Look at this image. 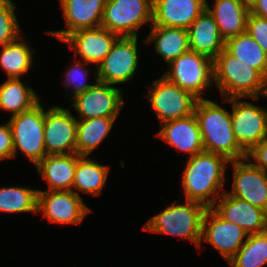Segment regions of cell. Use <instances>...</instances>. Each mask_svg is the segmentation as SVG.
<instances>
[{"instance_id":"obj_8","label":"cell","mask_w":267,"mask_h":267,"mask_svg":"<svg viewBox=\"0 0 267 267\" xmlns=\"http://www.w3.org/2000/svg\"><path fill=\"white\" fill-rule=\"evenodd\" d=\"M230 98L232 127L236 142L248 154L267 137V110L251 102Z\"/></svg>"},{"instance_id":"obj_3","label":"cell","mask_w":267,"mask_h":267,"mask_svg":"<svg viewBox=\"0 0 267 267\" xmlns=\"http://www.w3.org/2000/svg\"><path fill=\"white\" fill-rule=\"evenodd\" d=\"M213 82L225 99L252 98L265 94L267 79L224 49L213 60Z\"/></svg>"},{"instance_id":"obj_12","label":"cell","mask_w":267,"mask_h":267,"mask_svg":"<svg viewBox=\"0 0 267 267\" xmlns=\"http://www.w3.org/2000/svg\"><path fill=\"white\" fill-rule=\"evenodd\" d=\"M72 99V105L82 117L81 120L94 117H118L124 103L121 89L98 81L97 69L94 85Z\"/></svg>"},{"instance_id":"obj_11","label":"cell","mask_w":267,"mask_h":267,"mask_svg":"<svg viewBox=\"0 0 267 267\" xmlns=\"http://www.w3.org/2000/svg\"><path fill=\"white\" fill-rule=\"evenodd\" d=\"M77 122L78 116L75 118L70 108L53 106L44 110V146L47 155L76 153Z\"/></svg>"},{"instance_id":"obj_38","label":"cell","mask_w":267,"mask_h":267,"mask_svg":"<svg viewBox=\"0 0 267 267\" xmlns=\"http://www.w3.org/2000/svg\"><path fill=\"white\" fill-rule=\"evenodd\" d=\"M245 7H247L249 10L254 6V4L257 2V0H241Z\"/></svg>"},{"instance_id":"obj_39","label":"cell","mask_w":267,"mask_h":267,"mask_svg":"<svg viewBox=\"0 0 267 267\" xmlns=\"http://www.w3.org/2000/svg\"><path fill=\"white\" fill-rule=\"evenodd\" d=\"M265 97H267V83H266V88H265V94H264Z\"/></svg>"},{"instance_id":"obj_10","label":"cell","mask_w":267,"mask_h":267,"mask_svg":"<svg viewBox=\"0 0 267 267\" xmlns=\"http://www.w3.org/2000/svg\"><path fill=\"white\" fill-rule=\"evenodd\" d=\"M137 38L121 36L116 39L110 52L97 66L98 81L106 84L126 83L137 70Z\"/></svg>"},{"instance_id":"obj_25","label":"cell","mask_w":267,"mask_h":267,"mask_svg":"<svg viewBox=\"0 0 267 267\" xmlns=\"http://www.w3.org/2000/svg\"><path fill=\"white\" fill-rule=\"evenodd\" d=\"M37 94L30 86H24L20 78H7L0 85V108L17 115L39 103Z\"/></svg>"},{"instance_id":"obj_9","label":"cell","mask_w":267,"mask_h":267,"mask_svg":"<svg viewBox=\"0 0 267 267\" xmlns=\"http://www.w3.org/2000/svg\"><path fill=\"white\" fill-rule=\"evenodd\" d=\"M152 83L154 86L150 87L148 100L160 124L173 119L185 118L194 113L198 98L192 93L171 83L164 76H160Z\"/></svg>"},{"instance_id":"obj_1","label":"cell","mask_w":267,"mask_h":267,"mask_svg":"<svg viewBox=\"0 0 267 267\" xmlns=\"http://www.w3.org/2000/svg\"><path fill=\"white\" fill-rule=\"evenodd\" d=\"M228 163L230 161L224 156L208 151L189 157L181 183L186 199L199 202L207 208H214L225 192L223 190L220 193L218 189L223 187L226 180L225 170ZM211 195L214 197L209 199Z\"/></svg>"},{"instance_id":"obj_2","label":"cell","mask_w":267,"mask_h":267,"mask_svg":"<svg viewBox=\"0 0 267 267\" xmlns=\"http://www.w3.org/2000/svg\"><path fill=\"white\" fill-rule=\"evenodd\" d=\"M194 114L199 123L204 151L222 155L229 161L246 160L247 154L235 140L230 112L203 98L197 100Z\"/></svg>"},{"instance_id":"obj_19","label":"cell","mask_w":267,"mask_h":267,"mask_svg":"<svg viewBox=\"0 0 267 267\" xmlns=\"http://www.w3.org/2000/svg\"><path fill=\"white\" fill-rule=\"evenodd\" d=\"M118 37L100 26L73 32L63 42L68 43L75 50L76 56L79 54L83 61L98 66Z\"/></svg>"},{"instance_id":"obj_28","label":"cell","mask_w":267,"mask_h":267,"mask_svg":"<svg viewBox=\"0 0 267 267\" xmlns=\"http://www.w3.org/2000/svg\"><path fill=\"white\" fill-rule=\"evenodd\" d=\"M225 49L267 79V53L247 32L227 39Z\"/></svg>"},{"instance_id":"obj_22","label":"cell","mask_w":267,"mask_h":267,"mask_svg":"<svg viewBox=\"0 0 267 267\" xmlns=\"http://www.w3.org/2000/svg\"><path fill=\"white\" fill-rule=\"evenodd\" d=\"M78 154L46 155L36 168L49 184V190H72Z\"/></svg>"},{"instance_id":"obj_27","label":"cell","mask_w":267,"mask_h":267,"mask_svg":"<svg viewBox=\"0 0 267 267\" xmlns=\"http://www.w3.org/2000/svg\"><path fill=\"white\" fill-rule=\"evenodd\" d=\"M109 172V166L101 165L97 161L81 156L76 165L74 182L72 191L79 195L75 188L79 191L100 195L106 183Z\"/></svg>"},{"instance_id":"obj_21","label":"cell","mask_w":267,"mask_h":267,"mask_svg":"<svg viewBox=\"0 0 267 267\" xmlns=\"http://www.w3.org/2000/svg\"><path fill=\"white\" fill-rule=\"evenodd\" d=\"M187 30L191 51L206 55L214 60L225 49V40L207 8Z\"/></svg>"},{"instance_id":"obj_29","label":"cell","mask_w":267,"mask_h":267,"mask_svg":"<svg viewBox=\"0 0 267 267\" xmlns=\"http://www.w3.org/2000/svg\"><path fill=\"white\" fill-rule=\"evenodd\" d=\"M23 41V42H22ZM32 52L22 36L7 45L2 46L0 66L7 74V78H20L32 66Z\"/></svg>"},{"instance_id":"obj_6","label":"cell","mask_w":267,"mask_h":267,"mask_svg":"<svg viewBox=\"0 0 267 267\" xmlns=\"http://www.w3.org/2000/svg\"><path fill=\"white\" fill-rule=\"evenodd\" d=\"M14 157L17 149L36 166L47 154L44 146V107L40 103L28 111L11 116Z\"/></svg>"},{"instance_id":"obj_5","label":"cell","mask_w":267,"mask_h":267,"mask_svg":"<svg viewBox=\"0 0 267 267\" xmlns=\"http://www.w3.org/2000/svg\"><path fill=\"white\" fill-rule=\"evenodd\" d=\"M168 65L169 69L162 76L198 99H203L199 95L214 83L213 60L206 55L189 50Z\"/></svg>"},{"instance_id":"obj_24","label":"cell","mask_w":267,"mask_h":267,"mask_svg":"<svg viewBox=\"0 0 267 267\" xmlns=\"http://www.w3.org/2000/svg\"><path fill=\"white\" fill-rule=\"evenodd\" d=\"M151 32L144 42L154 43V48L168 64L188 52V30L184 28L151 25Z\"/></svg>"},{"instance_id":"obj_20","label":"cell","mask_w":267,"mask_h":267,"mask_svg":"<svg viewBox=\"0 0 267 267\" xmlns=\"http://www.w3.org/2000/svg\"><path fill=\"white\" fill-rule=\"evenodd\" d=\"M160 127L156 135L177 151L189 153V157L204 151L199 123L194 113L185 118L165 121Z\"/></svg>"},{"instance_id":"obj_18","label":"cell","mask_w":267,"mask_h":267,"mask_svg":"<svg viewBox=\"0 0 267 267\" xmlns=\"http://www.w3.org/2000/svg\"><path fill=\"white\" fill-rule=\"evenodd\" d=\"M207 0H153L152 24L188 29L205 10Z\"/></svg>"},{"instance_id":"obj_30","label":"cell","mask_w":267,"mask_h":267,"mask_svg":"<svg viewBox=\"0 0 267 267\" xmlns=\"http://www.w3.org/2000/svg\"><path fill=\"white\" fill-rule=\"evenodd\" d=\"M231 267H262L267 264V231L249 234L228 261Z\"/></svg>"},{"instance_id":"obj_7","label":"cell","mask_w":267,"mask_h":267,"mask_svg":"<svg viewBox=\"0 0 267 267\" xmlns=\"http://www.w3.org/2000/svg\"><path fill=\"white\" fill-rule=\"evenodd\" d=\"M153 0H106L101 26L119 37H137V29L152 24Z\"/></svg>"},{"instance_id":"obj_32","label":"cell","mask_w":267,"mask_h":267,"mask_svg":"<svg viewBox=\"0 0 267 267\" xmlns=\"http://www.w3.org/2000/svg\"><path fill=\"white\" fill-rule=\"evenodd\" d=\"M19 31L14 3L11 0H0V45L17 40L21 36Z\"/></svg>"},{"instance_id":"obj_36","label":"cell","mask_w":267,"mask_h":267,"mask_svg":"<svg viewBox=\"0 0 267 267\" xmlns=\"http://www.w3.org/2000/svg\"><path fill=\"white\" fill-rule=\"evenodd\" d=\"M251 157L255 160L252 163L267 173V137L247 154L246 160L250 161Z\"/></svg>"},{"instance_id":"obj_15","label":"cell","mask_w":267,"mask_h":267,"mask_svg":"<svg viewBox=\"0 0 267 267\" xmlns=\"http://www.w3.org/2000/svg\"><path fill=\"white\" fill-rule=\"evenodd\" d=\"M233 165L232 191L227 194L247 201L267 212V173L252 162L230 161Z\"/></svg>"},{"instance_id":"obj_31","label":"cell","mask_w":267,"mask_h":267,"mask_svg":"<svg viewBox=\"0 0 267 267\" xmlns=\"http://www.w3.org/2000/svg\"><path fill=\"white\" fill-rule=\"evenodd\" d=\"M38 190L28 187L0 188V211L7 213L37 212Z\"/></svg>"},{"instance_id":"obj_13","label":"cell","mask_w":267,"mask_h":267,"mask_svg":"<svg viewBox=\"0 0 267 267\" xmlns=\"http://www.w3.org/2000/svg\"><path fill=\"white\" fill-rule=\"evenodd\" d=\"M91 209L72 190H38L37 212L50 222L81 223Z\"/></svg>"},{"instance_id":"obj_35","label":"cell","mask_w":267,"mask_h":267,"mask_svg":"<svg viewBox=\"0 0 267 267\" xmlns=\"http://www.w3.org/2000/svg\"><path fill=\"white\" fill-rule=\"evenodd\" d=\"M14 157L12 131L7 122L0 125V161Z\"/></svg>"},{"instance_id":"obj_33","label":"cell","mask_w":267,"mask_h":267,"mask_svg":"<svg viewBox=\"0 0 267 267\" xmlns=\"http://www.w3.org/2000/svg\"><path fill=\"white\" fill-rule=\"evenodd\" d=\"M89 63L85 61L77 62L71 65V69L66 72V80L65 83L66 87L73 86L74 90H71L73 92L72 98H74L76 95L85 92L89 88H91L94 84H87L85 77L88 75V70L84 68L83 65H88Z\"/></svg>"},{"instance_id":"obj_4","label":"cell","mask_w":267,"mask_h":267,"mask_svg":"<svg viewBox=\"0 0 267 267\" xmlns=\"http://www.w3.org/2000/svg\"><path fill=\"white\" fill-rule=\"evenodd\" d=\"M185 201V204L174 201V205L150 218L143 230L184 237L201 248L202 222L207 207L196 201Z\"/></svg>"},{"instance_id":"obj_16","label":"cell","mask_w":267,"mask_h":267,"mask_svg":"<svg viewBox=\"0 0 267 267\" xmlns=\"http://www.w3.org/2000/svg\"><path fill=\"white\" fill-rule=\"evenodd\" d=\"M218 201L219 204L213 210L225 221L236 224L248 234L267 231V213L265 210L231 196L226 191Z\"/></svg>"},{"instance_id":"obj_34","label":"cell","mask_w":267,"mask_h":267,"mask_svg":"<svg viewBox=\"0 0 267 267\" xmlns=\"http://www.w3.org/2000/svg\"><path fill=\"white\" fill-rule=\"evenodd\" d=\"M246 32L267 53V18L250 13L247 19Z\"/></svg>"},{"instance_id":"obj_14","label":"cell","mask_w":267,"mask_h":267,"mask_svg":"<svg viewBox=\"0 0 267 267\" xmlns=\"http://www.w3.org/2000/svg\"><path fill=\"white\" fill-rule=\"evenodd\" d=\"M248 235L241 227L221 218L213 208L205 211L201 239L215 247L227 261L238 252Z\"/></svg>"},{"instance_id":"obj_17","label":"cell","mask_w":267,"mask_h":267,"mask_svg":"<svg viewBox=\"0 0 267 267\" xmlns=\"http://www.w3.org/2000/svg\"><path fill=\"white\" fill-rule=\"evenodd\" d=\"M105 2L106 0H60L68 28L47 33L64 41L73 32L100 27Z\"/></svg>"},{"instance_id":"obj_26","label":"cell","mask_w":267,"mask_h":267,"mask_svg":"<svg viewBox=\"0 0 267 267\" xmlns=\"http://www.w3.org/2000/svg\"><path fill=\"white\" fill-rule=\"evenodd\" d=\"M117 117H94L77 122L76 154L88 156L101 144Z\"/></svg>"},{"instance_id":"obj_37","label":"cell","mask_w":267,"mask_h":267,"mask_svg":"<svg viewBox=\"0 0 267 267\" xmlns=\"http://www.w3.org/2000/svg\"><path fill=\"white\" fill-rule=\"evenodd\" d=\"M250 13L258 17L267 18V0H257L250 9Z\"/></svg>"},{"instance_id":"obj_23","label":"cell","mask_w":267,"mask_h":267,"mask_svg":"<svg viewBox=\"0 0 267 267\" xmlns=\"http://www.w3.org/2000/svg\"><path fill=\"white\" fill-rule=\"evenodd\" d=\"M214 4L213 9H210L206 3V8L212 14L225 41L246 32L250 10L241 0H215Z\"/></svg>"}]
</instances>
